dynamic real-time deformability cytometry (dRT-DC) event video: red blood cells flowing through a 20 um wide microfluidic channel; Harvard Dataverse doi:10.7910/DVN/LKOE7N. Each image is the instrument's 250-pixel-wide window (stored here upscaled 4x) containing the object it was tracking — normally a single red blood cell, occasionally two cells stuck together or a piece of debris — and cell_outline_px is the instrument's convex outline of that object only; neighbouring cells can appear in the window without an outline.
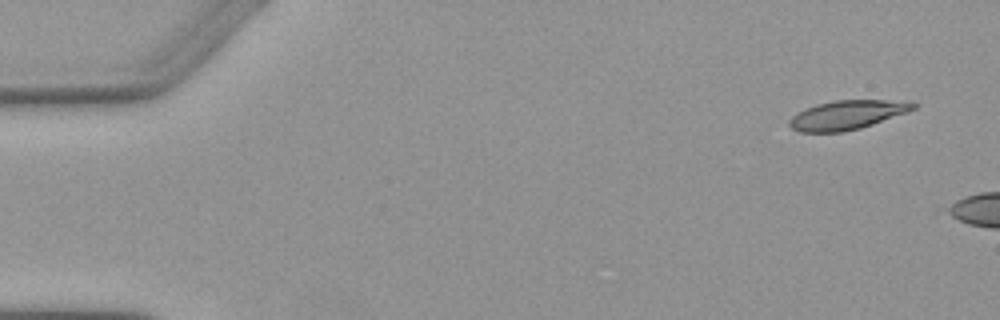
{"species": "Egyptian fruit bat (a non-hibernating species)", "species_latin": "Rousettus aegyptiacus", "temperature_condition": "warm", "stored_images_in_passage": 2, "camera_frame_rate_fps": 3000, "um_per_image_px": 0.085, "animal": {"sex": "female"}, "frame": {"image": 1, "passage_image": 1, "time_ms": 0.0, "image_size_px": [1000, 320], "cell_outline_px": [[916, 108], [908, 112], [860, 128], [844, 132], [800, 132], [792, 128], [788, 124], [788, 120], [796, 112], [804, 108], [816, 104], [836, 100], [912, 100], [916, 104]], "centroid_in_image_um": [72.01, 9.76], "position_along_channel_um": 13.0, "area_um2": 21.27}}